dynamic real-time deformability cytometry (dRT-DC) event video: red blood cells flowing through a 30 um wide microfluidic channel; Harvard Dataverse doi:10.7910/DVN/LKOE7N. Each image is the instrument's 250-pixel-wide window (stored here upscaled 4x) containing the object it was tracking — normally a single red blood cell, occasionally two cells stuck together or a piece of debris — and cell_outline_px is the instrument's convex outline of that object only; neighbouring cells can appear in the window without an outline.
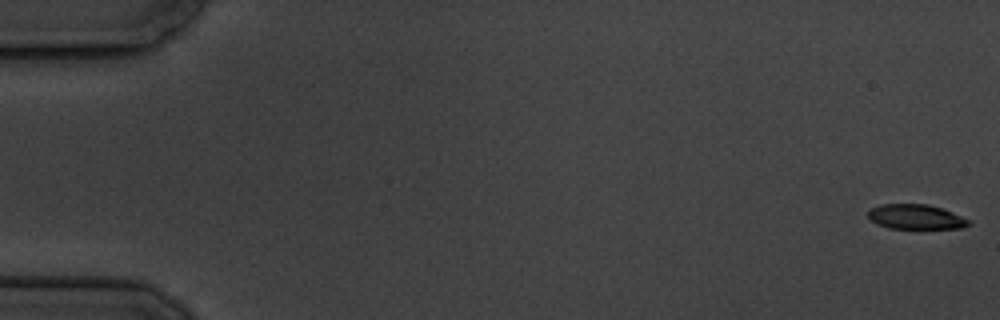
{"species": "common noctule bat (a hibernating species)", "species_latin": "Nyctalus noctula", "temperature_condition": "cold", "stored_images_in_passage": 7, "camera_frame_rate_fps": 3000, "um_per_image_px": 0.085, "animal": {"sex": "male", "body_mass_g": 19.5, "forearm_length_mm": 54.6}, "frame": {"image": 1, "passage_image": 1, "time_ms": 0.0, "image_size_px": [1000, 320], "cell_outline_px": [[972, 224], [960, 228], [888, 228], [876, 224], [868, 216], [868, 212], [872, 208], [880, 204], [928, 204], [952, 212], [972, 220]], "centroid_in_image_um": [77.87, 18.43], "position_along_channel_um": 7.1, "area_um2": 14.51}}
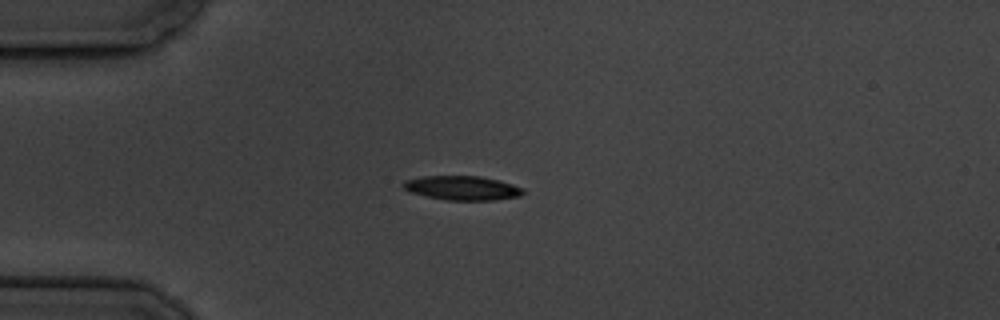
{"frame": {"image": 2, "passage_image": 5, "time_ms": 5.0, "image_size_px": [1000, 320], "cell_outline_px": [[528, 192], [520, 196], [492, 200], [448, 200], [428, 196], [412, 192], [404, 188], [400, 184], [404, 180], [424, 176], [480, 176], [500, 180], [524, 188]], "centroid_in_image_um": [39.34, 15.97], "position_along_channel_um": 45.7, "area_um2": 16.94}}